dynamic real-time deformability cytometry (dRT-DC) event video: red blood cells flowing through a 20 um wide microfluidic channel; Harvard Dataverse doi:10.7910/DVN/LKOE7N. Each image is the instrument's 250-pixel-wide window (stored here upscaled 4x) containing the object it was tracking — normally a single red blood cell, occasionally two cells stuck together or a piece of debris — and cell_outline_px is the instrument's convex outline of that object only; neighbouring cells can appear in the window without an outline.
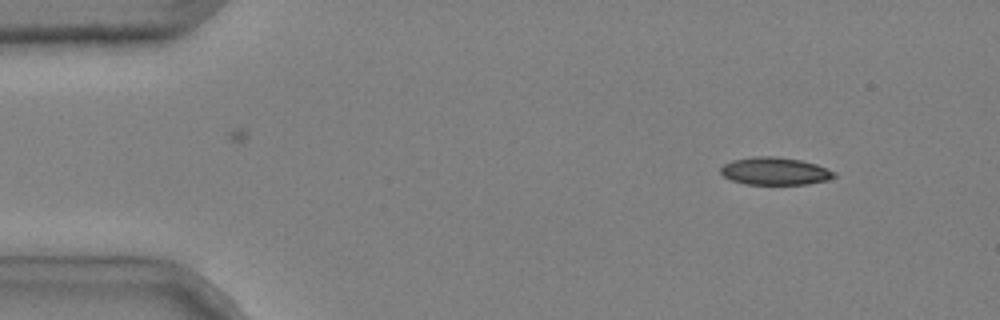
{"species": "common noctule bat (a hibernating species)", "species_latin": "Nyctalus noctula", "temperature_condition": "cold", "stored_images_in_passage": 6, "camera_frame_rate_fps": 3000, "um_per_image_px": 0.085, "animal": {"sex": "male", "body_mass_g": 20.4}, "frame": {"image": 1, "passage_image": 1, "time_ms": 0.0, "image_size_px": [1000, 320], "cell_outline_px": [[836, 176], [828, 180], [808, 184], [748, 184], [732, 180], [724, 176], [720, 172], [720, 168], [724, 164], [732, 160], [752, 156], [776, 156], [800, 160], [816, 164], [836, 172]], "centroid_in_image_um": [65.88, 14.54], "position_along_channel_um": 19.1, "area_um2": 18.26}}
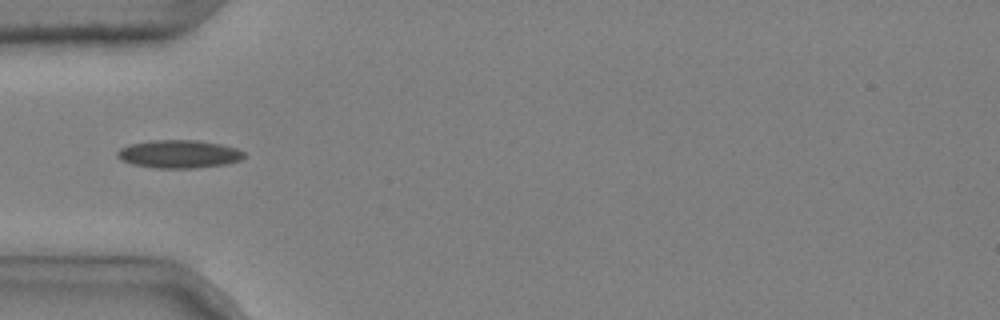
{"frame": {"image": 2, "passage_image": 4, "time_ms": 1.0, "image_size_px": [1000, 320], "cell_outline_px": [[244, 156], [240, 160], [228, 164], [196, 168], [156, 168], [132, 164], [120, 160], [116, 156], [116, 152], [120, 148], [128, 144], [152, 140], [196, 140], [220, 144], [236, 148], [244, 152]], "centroid_in_image_um": [15.18, 13.09], "position_along_channel_um": 69.8, "area_um2": 20.87}}